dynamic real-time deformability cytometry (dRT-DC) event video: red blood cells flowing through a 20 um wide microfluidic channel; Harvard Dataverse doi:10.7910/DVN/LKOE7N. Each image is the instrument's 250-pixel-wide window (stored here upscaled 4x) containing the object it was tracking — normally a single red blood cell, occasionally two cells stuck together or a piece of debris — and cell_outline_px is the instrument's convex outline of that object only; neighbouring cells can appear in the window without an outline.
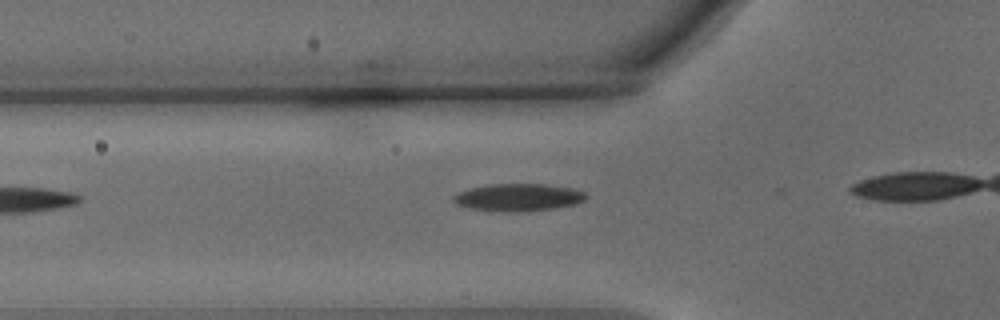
{"species": "common noctule bat (a hibernating species)", "species_latin": "Nyctalus noctula", "temperature_condition": "warm", "stored_images_in_passage": 4, "camera_frame_rate_fps": 3000, "um_per_image_px": 0.085, "animal": {"sex": "male", "body_mass_g": 15.6}, "frame": {"image": 1, "passage_image": 2, "time_ms": 0.333, "image_size_px": [1000, 320], "cell_outline_px": [[588, 196], [584, 200], [576, 204], [552, 208], [516, 212], [496, 212], [472, 208], [456, 204], [452, 200], [452, 196], [468, 188], [488, 184], [548, 184], [572, 188], [584, 192]], "centroid_in_image_um": [44.03, 16.77], "position_along_channel_um": 81.8, "area_um2": 21.27}}